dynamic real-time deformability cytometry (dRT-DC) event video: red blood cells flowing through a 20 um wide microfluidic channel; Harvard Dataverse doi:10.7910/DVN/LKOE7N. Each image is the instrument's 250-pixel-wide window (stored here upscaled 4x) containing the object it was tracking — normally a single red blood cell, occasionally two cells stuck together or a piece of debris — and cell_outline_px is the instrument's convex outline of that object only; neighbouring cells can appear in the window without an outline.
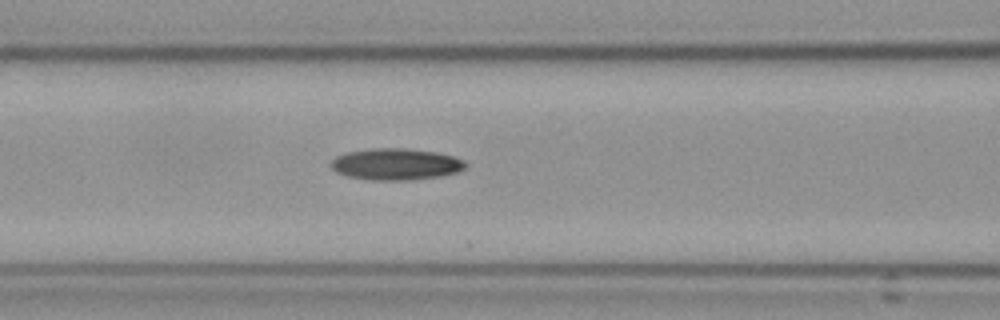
{"species": "Egyptian fruit bat (a non-hibernating species)", "species_latin": "Rousettus aegyptiacus", "temperature_condition": "cold", "stored_images_in_passage": 8, "segment_of_instrument_passage": [2, 2], "camera_frame_rate_fps": 3000, "um_per_image_px": 0.085, "frame": {"image": 1, "passage_image": 8, "time_ms": 9.0, "image_size_px": [1000, 320], "cell_outline_px": [[468, 164], [464, 168], [456, 172], [440, 176], [408, 180], [372, 180], [348, 176], [336, 172], [332, 168], [332, 160], [336, 156], [348, 152], [372, 148], [408, 148], [436, 152], [452, 156], [464, 160]], "centroid_in_image_um": [33.66, 13.95], "position_along_channel_um": 132.9, "area_um2": 24.62}}